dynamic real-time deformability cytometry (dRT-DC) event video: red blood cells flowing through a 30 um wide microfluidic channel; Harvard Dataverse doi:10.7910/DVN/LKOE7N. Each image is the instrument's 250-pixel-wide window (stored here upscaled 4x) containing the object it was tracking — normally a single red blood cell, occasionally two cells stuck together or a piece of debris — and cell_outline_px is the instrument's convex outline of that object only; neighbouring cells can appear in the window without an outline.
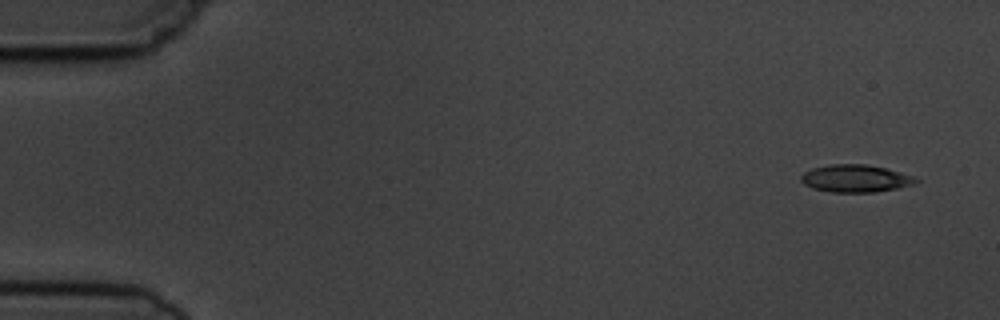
{"species": "common noctule bat (a hibernating species)", "species_latin": "Nyctalus noctula", "temperature_condition": "cold", "stored_images_in_passage": 4, "camera_frame_rate_fps": 3000, "um_per_image_px": 0.085, "animal": {"sex": "male", "body_mass_g": 19.5, "forearm_length_mm": 54.6}, "frame": {"image": 1, "passage_image": 1, "time_ms": 0.0, "image_size_px": [1000, 320], "cell_outline_px": [[920, 180], [912, 184], [896, 188], [876, 192], [832, 192], [812, 188], [804, 184], [800, 180], [800, 176], [804, 172], [812, 168], [832, 164], [864, 164], [884, 168], [912, 176]], "centroid_in_image_um": [72.66, 15.17], "position_along_channel_um": 12.3, "area_um2": 18.15}}